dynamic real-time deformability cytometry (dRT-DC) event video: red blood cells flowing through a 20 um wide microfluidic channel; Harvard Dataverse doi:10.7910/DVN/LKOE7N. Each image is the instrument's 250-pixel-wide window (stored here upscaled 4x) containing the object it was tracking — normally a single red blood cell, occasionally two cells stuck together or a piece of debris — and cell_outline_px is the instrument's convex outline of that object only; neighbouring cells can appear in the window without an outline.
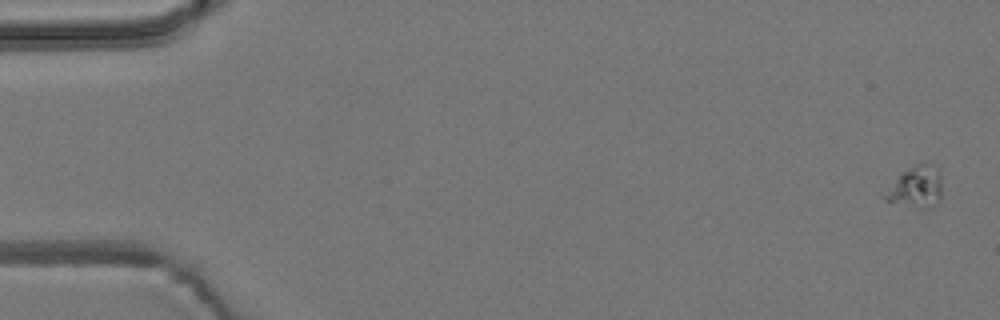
{"species": "common noctule bat (a hibernating species)", "species_latin": "Nyctalus noctula", "temperature_condition": "room temperature", "stored_images_in_passage": 5, "camera_frame_rate_fps": 3000, "um_per_image_px": 0.085, "animal": {"sex": "male", "body_mass_g": 19.2, "forearm_length_mm": 51.8}, "frame": {"image": 1, "passage_image": 1, "time_ms": 0.0, "image_size_px": [1000, 320], "cell_outline_px": [[940, 200], [932, 208], [916, 208], [884, 200], [880, 196], [880, 192], [904, 172], [920, 164], [924, 164], [940, 172]], "centroid_in_image_um": [77.78, 15.99], "position_along_channel_um": 7.2, "area_um2": 13.58}}